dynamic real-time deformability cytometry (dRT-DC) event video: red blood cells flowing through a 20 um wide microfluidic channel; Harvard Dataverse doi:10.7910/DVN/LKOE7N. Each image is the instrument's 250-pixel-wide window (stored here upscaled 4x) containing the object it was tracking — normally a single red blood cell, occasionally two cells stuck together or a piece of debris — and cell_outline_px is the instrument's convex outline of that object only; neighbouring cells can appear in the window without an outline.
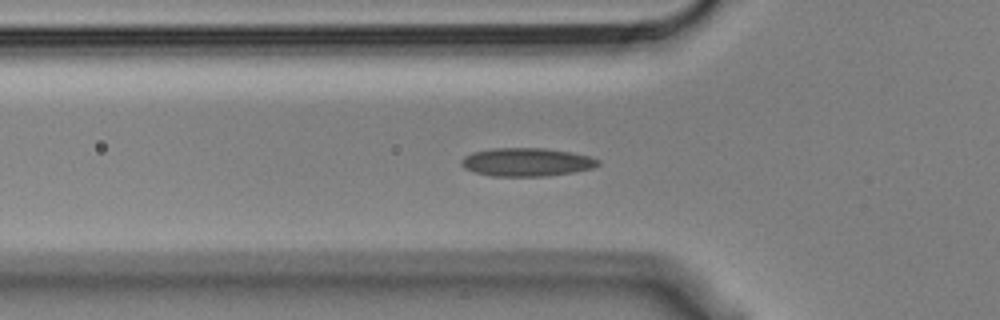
{"species": "Egyptian fruit bat (a non-hibernating species)", "species_latin": "Rousettus aegyptiacus", "temperature_condition": "cold", "stored_images_in_passage": 34, "camera_frame_rate_fps": 3000, "um_per_image_px": 0.085, "animal": {"sex": "male"}, "frame": {"image": 1, "passage_image": 2, "time_ms": 0.333, "image_size_px": [1000, 320], "cell_outline_px": [[600, 164], [592, 168], [572, 172], [544, 176], [492, 176], [476, 172], [464, 168], [460, 164], [464, 156], [472, 152], [492, 148], [544, 148], [568, 152], [588, 156], [600, 160]], "centroid_in_image_um": [44.73, 13.77], "position_along_channel_um": 81.1, "area_um2": 22.37}}
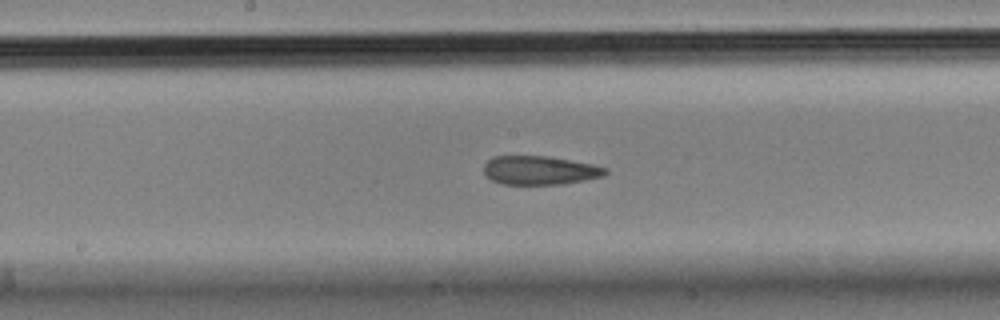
{"frame": {"image": 2, "passage_image": 12, "time_ms": 3.667, "image_size_px": [1000, 320], "cell_outline_px": [[608, 172], [604, 176], [564, 184], [504, 184], [492, 180], [484, 172], [484, 164], [492, 156], [548, 156], [592, 164], [608, 168]], "centroid_in_image_um": [45.9, 14.47], "position_along_channel_um": 202.3, "area_um2": 20.35}}
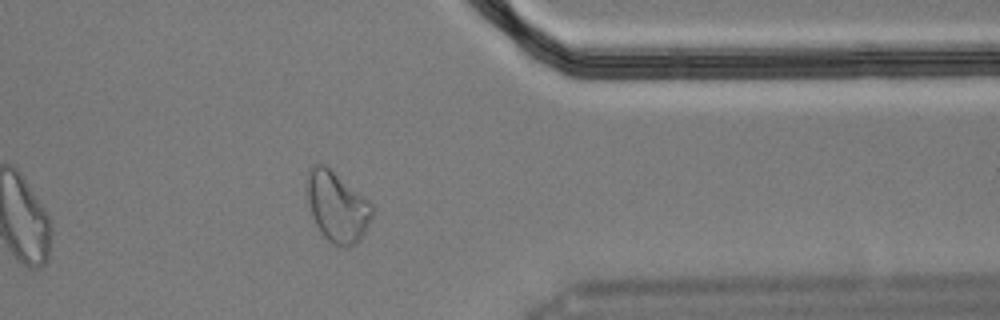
{"frame": {"image": 3, "passage_image": 28, "time_ms": 9.0, "image_size_px": [1000, 320], "cell_outline_px": [[372, 216], [360, 240], [356, 244], [348, 248], [340, 248], [332, 244], [320, 232], [312, 216], [308, 200], [308, 168], [312, 164], [324, 164], [368, 200], [372, 204]], "centroid_in_image_um": [28.65, 17.61], "position_along_channel_um": 382.7, "area_um2": 26.41}, "authors_computed_cell_mechanics": {"area_um2": 21.3571, "velocity_mm_per_s": 3.6197, "shape_relaxation_time_tau1_ms": 11.14, "shape_relaxation_time_tau2_ms": 2.9567, "deformation_change_tau1": 0.1921, "deformation_change_tau2": 0.0882}}